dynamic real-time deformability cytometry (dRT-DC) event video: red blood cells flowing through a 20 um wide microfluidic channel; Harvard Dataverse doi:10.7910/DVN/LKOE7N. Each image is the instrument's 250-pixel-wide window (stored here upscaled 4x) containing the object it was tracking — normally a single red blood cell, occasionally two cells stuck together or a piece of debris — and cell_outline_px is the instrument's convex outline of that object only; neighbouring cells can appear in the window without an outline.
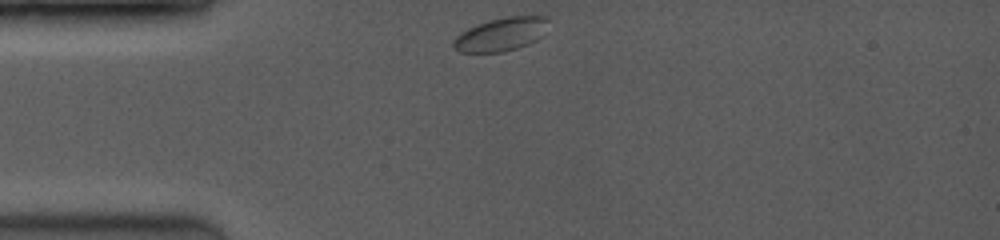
{"species": "common noctule bat (a hibernating species)", "species_latin": "Nyctalus noctula", "temperature_condition": "room temperature", "stored_images_in_passage": 39, "camera_frame_rate_fps": 3500, "um_per_image_px": 0.085, "animal": {"sex": "female", "body_mass_g": 19.0, "forearm_length_mm": 53.3}, "frame": {"image": 1, "passage_image": 1, "time_ms": 0.0, "image_size_px": [1000, 240], "cell_outline_px": [[548, 20], [540, 36], [536, 40], [528, 44], [504, 52], [460, 52], [452, 44], [456, 36], [460, 32], [476, 24], [504, 16], [548, 16]], "centroid_in_image_um": [42.56, 2.91], "position_along_channel_um": 42.4, "area_um2": 18.26}}
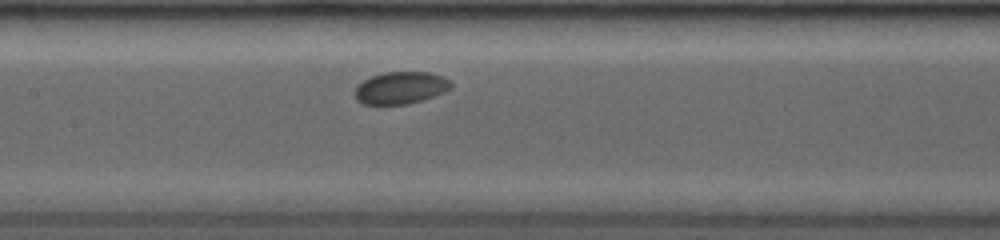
{"frame": {"image": 2, "passage_image": 15, "time_ms": 4.0, "image_size_px": [1000, 240], "cell_outline_px": [[452, 88], [444, 92], [408, 104], [364, 104], [356, 100], [356, 84], [372, 76], [384, 72], [428, 72], [444, 76], [452, 84]], "centroid_in_image_um": [34.06, 7.45], "position_along_channel_um": 173.3, "area_um2": 17.92}}
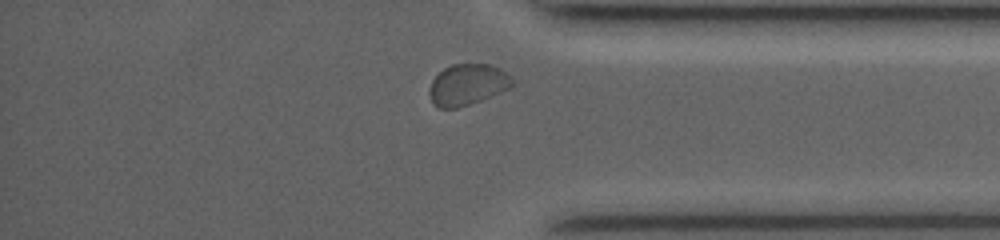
{"frame": {"image": 3, "passage_image": 35, "time_ms": 9.714, "image_size_px": [1000, 240], "cell_outline_px": [[512, 84], [508, 88], [500, 92], [480, 100], [456, 108], [436, 108], [432, 104], [428, 92], [428, 88], [432, 80], [444, 68], [452, 64], [488, 64], [500, 68], [512, 76]], "centroid_in_image_um": [39.69, 7.19], "position_along_channel_um": 395.5, "area_um2": 19.83}, "authors_computed_cell_mechanics": {"area_um2": 18.6116, "velocity_mm_per_s": 3.873, "shape_relaxation_time_tau1_ms": 11.0455, "shape_relaxation_time_tau2_ms": null, "deformation_change_tau1": 0.0684, "deformation_change_tau2": null}}